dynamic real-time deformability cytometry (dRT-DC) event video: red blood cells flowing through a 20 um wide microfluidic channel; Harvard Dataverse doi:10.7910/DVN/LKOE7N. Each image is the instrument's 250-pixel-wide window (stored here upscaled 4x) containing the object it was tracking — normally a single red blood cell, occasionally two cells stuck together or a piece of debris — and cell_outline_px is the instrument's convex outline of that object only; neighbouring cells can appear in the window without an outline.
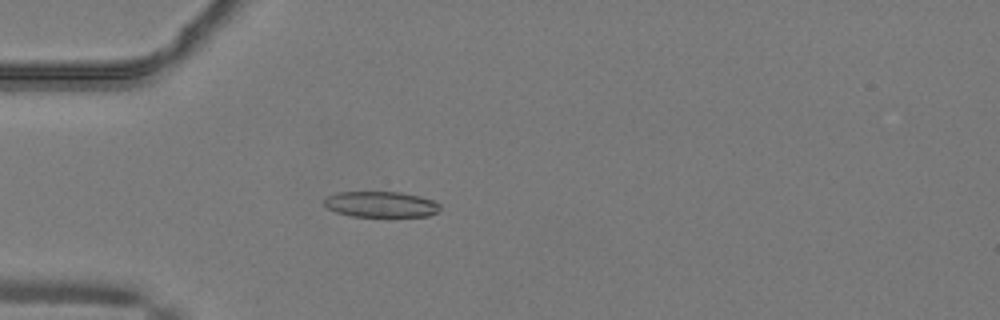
{"species": "common noctule bat (a hibernating species)", "species_latin": "Nyctalus noctula", "temperature_condition": "warm", "stored_images_in_passage": 35, "camera_frame_rate_fps": 3000, "um_per_image_px": 0.085, "animal": {"sex": "male", "body_mass_g": 19.2, "forearm_length_mm": 51.8}, "frame": {"image": 1, "passage_image": 5, "time_ms": 1.333, "image_size_px": [1000, 320], "cell_outline_px": [[440, 208], [436, 212], [428, 216], [352, 216], [336, 212], [328, 208], [324, 204], [324, 200], [328, 196], [340, 192], [400, 192], [420, 196], [432, 200], [440, 204]], "centroid_in_image_um": [32.38, 17.36], "position_along_channel_um": 52.6, "area_um2": 17.22}}
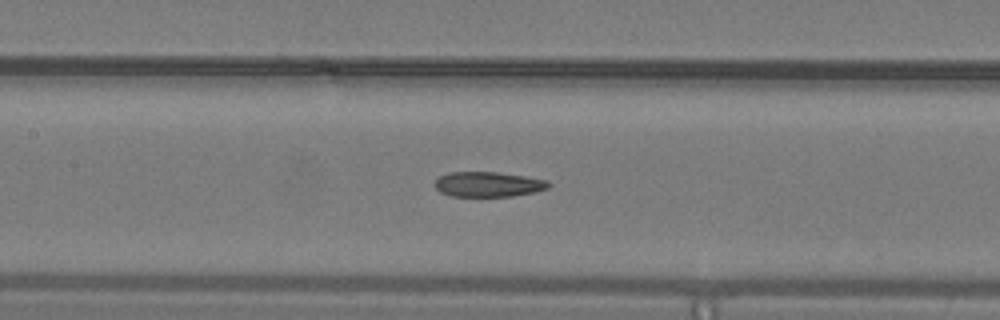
{"frame": {"image": 2, "passage_image": 14, "time_ms": 4.333, "image_size_px": [1000, 320], "cell_outline_px": [[552, 184], [548, 188], [536, 192], [512, 196], [452, 196], [440, 192], [436, 188], [436, 180], [440, 176], [448, 172], [496, 172], [524, 176], [548, 180]], "centroid_in_image_um": [41.53, 15.66], "position_along_channel_um": 165.9, "area_um2": 16.59}}
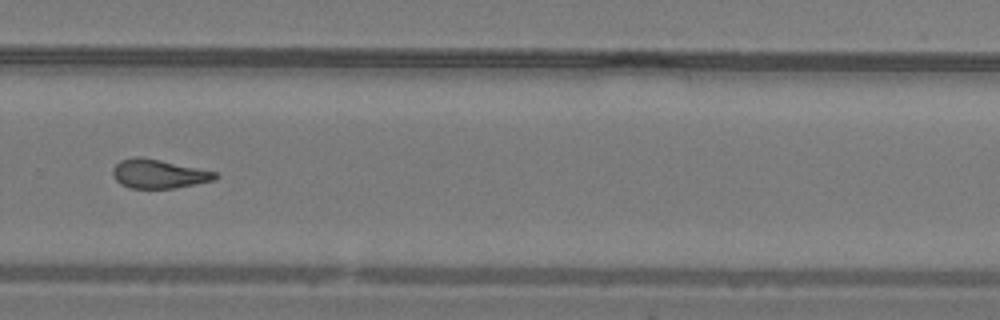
{"frame": {"image": 3, "passage_image": 25, "time_ms": 8.0, "image_size_px": [1000, 320], "cell_outline_px": [[220, 176], [212, 180], [196, 184], [176, 188], [128, 188], [120, 184], [112, 176], [112, 168], [120, 160], [136, 156], [160, 160], [216, 172]], "centroid_in_image_um": [13.44, 14.78], "position_along_channel_um": 316.4, "area_um2": 17.22}, "authors_computed_cell_mechanics": {"area_um2": 17.6868, "velocity_mm_per_s": 4.1242, "shape_relaxation_time_tau1_ms": null, "shape_relaxation_time_tau2_ms": 3.8804, "deformation_change_tau1": null, "deformation_change_tau2": 0.1185}}